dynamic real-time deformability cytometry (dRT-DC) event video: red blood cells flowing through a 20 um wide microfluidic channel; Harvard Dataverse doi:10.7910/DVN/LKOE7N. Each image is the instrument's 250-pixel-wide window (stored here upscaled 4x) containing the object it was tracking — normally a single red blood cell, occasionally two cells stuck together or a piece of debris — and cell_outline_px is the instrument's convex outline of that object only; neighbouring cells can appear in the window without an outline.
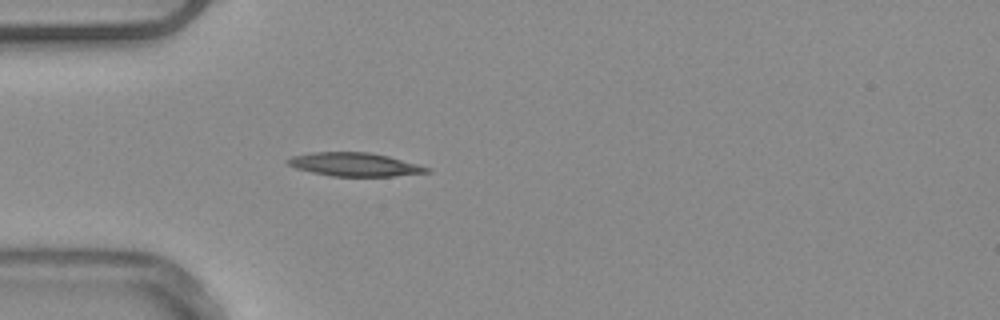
{"species": "common noctule bat (a hibernating species)", "species_latin": "Nyctalus noctula", "temperature_condition": "warm", "stored_images_in_passage": 38, "camera_frame_rate_fps": 3000, "um_per_image_px": 0.085, "animal": {"sex": "male", "body_mass_g": 20.4}, "frame": {"image": 1, "passage_image": 1, "time_ms": 0.0, "image_size_px": [1000, 320], "cell_outline_px": [[432, 172], [392, 176], [332, 176], [312, 172], [296, 168], [288, 164], [284, 160], [292, 156], [312, 152], [368, 152], [388, 156], [432, 168]], "centroid_in_image_um": [30.15, 13.98], "position_along_channel_um": 54.8, "area_um2": 19.02}}
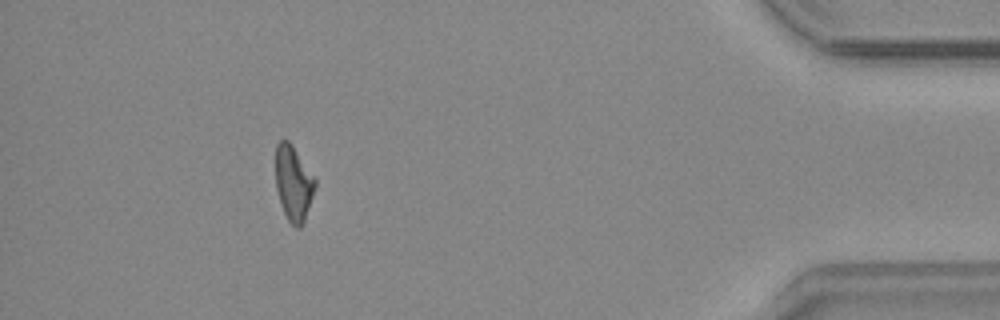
{"frame": {"image": 2, "passage_image": 33, "time_ms": 10.667, "image_size_px": [1000, 320], "cell_outline_px": [[316, 184], [304, 224], [300, 228], [296, 228], [288, 220], [284, 212], [276, 188], [276, 144], [280, 140], [288, 140], [292, 144], [316, 180]], "centroid_in_image_um": [24.95, 15.58], "position_along_channel_um": 410.3, "area_um2": 17.17}}